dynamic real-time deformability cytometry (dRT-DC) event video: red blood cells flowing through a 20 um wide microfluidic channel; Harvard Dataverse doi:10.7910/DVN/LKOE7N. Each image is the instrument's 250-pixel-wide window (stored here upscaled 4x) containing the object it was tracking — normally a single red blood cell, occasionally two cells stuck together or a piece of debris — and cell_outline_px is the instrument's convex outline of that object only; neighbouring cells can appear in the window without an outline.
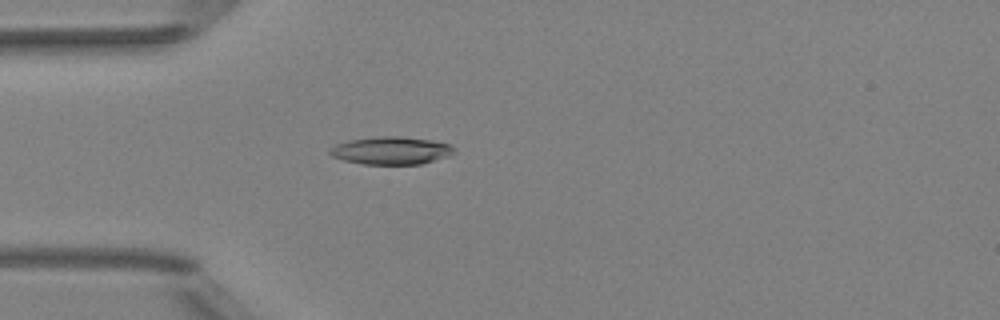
{"species": "Egyptian fruit bat (a non-hibernating species)", "species_latin": "Rousettus aegyptiacus", "temperature_condition": "room temperature", "stored_images_in_passage": 51, "camera_frame_rate_fps": 3000, "um_per_image_px": 0.085, "animal": {"sex": "female"}, "frame": {"image": 1, "passage_image": 15, "time_ms": 4.667, "image_size_px": [1000, 320], "cell_outline_px": [[456, 152], [448, 156], [420, 164], [364, 164], [344, 160], [332, 156], [328, 152], [336, 144], [348, 140], [376, 136], [396, 136], [432, 140], [448, 144]], "centroid_in_image_um": [33.22, 12.79], "position_along_channel_um": 51.8, "area_um2": 19.88}}
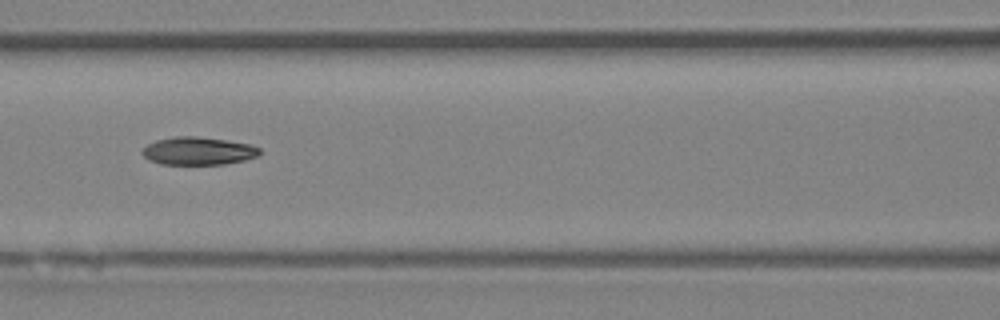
{"frame": {"image": 2, "passage_image": 23, "time_ms": 7.333, "image_size_px": [1000, 320], "cell_outline_px": [[260, 156], [244, 160], [224, 164], [160, 164], [148, 160], [140, 152], [148, 144], [156, 140], [176, 136], [196, 136], [224, 140], [248, 144], [260, 148]], "centroid_in_image_um": [16.83, 12.84], "position_along_channel_um": 149.8, "area_um2": 19.02}}
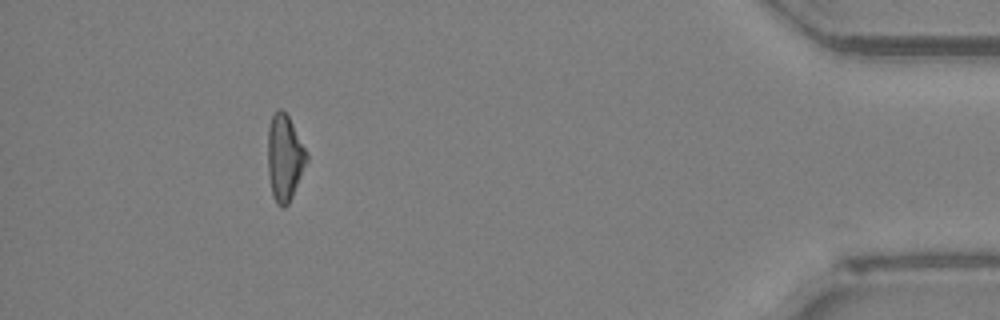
{"frame": {"image": 3, "passage_image": 47, "time_ms": 15.333, "image_size_px": [1000, 320], "cell_outline_px": [[308, 160], [292, 196], [288, 204], [284, 208], [280, 208], [276, 204], [272, 192], [268, 176], [268, 128], [272, 116], [280, 108], [288, 116], [308, 152]], "centroid_in_image_um": [24.19, 13.43], "position_along_channel_um": 411.0, "area_um2": 19.48}, "authors_computed_cell_mechanics": {"area_um2": 19.5942, "velocity_mm_per_s": 4.024, "shape_relaxation_time_tau1_ms": 10.1506, "shape_relaxation_time_tau2_ms": 3.4318, "deformation_change_tau1": 0.2263, "deformation_change_tau2": 0.0887}}